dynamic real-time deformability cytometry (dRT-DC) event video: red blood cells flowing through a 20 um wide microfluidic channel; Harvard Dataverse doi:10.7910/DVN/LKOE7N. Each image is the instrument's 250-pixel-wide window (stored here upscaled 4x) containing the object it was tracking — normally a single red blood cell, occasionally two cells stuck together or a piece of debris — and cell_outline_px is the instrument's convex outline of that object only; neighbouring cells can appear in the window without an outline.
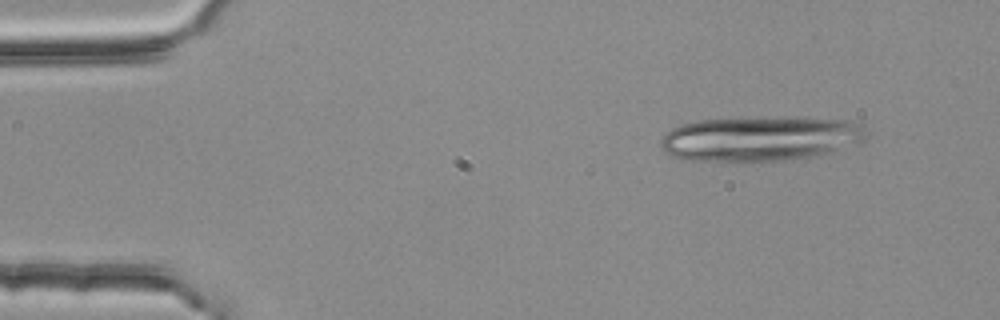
{"species": "common noctule bat (a hibernating species)", "species_latin": "Nyctalus noctula", "temperature_condition": "room temperature", "stored_images_in_passage": 2, "camera_frame_rate_fps": 3000, "um_per_image_px": 0.085, "animal": {"sex": "female", "body_mass_g": 25.1}, "frame": {"image": 1, "passage_image": 1, "time_ms": 0.0, "image_size_px": [1000, 320], "cell_outline_px": [[868, 136], [864, 140], [816, 156], [784, 160], [684, 160], [668, 156], [660, 148], [660, 140], [672, 128], [680, 124], [696, 120], [788, 116], [796, 116], [852, 120], [860, 124], [864, 128]], "centroid_in_image_um": [64.61, 11.75], "position_along_channel_um": 20.4, "area_um2": 54.1}}